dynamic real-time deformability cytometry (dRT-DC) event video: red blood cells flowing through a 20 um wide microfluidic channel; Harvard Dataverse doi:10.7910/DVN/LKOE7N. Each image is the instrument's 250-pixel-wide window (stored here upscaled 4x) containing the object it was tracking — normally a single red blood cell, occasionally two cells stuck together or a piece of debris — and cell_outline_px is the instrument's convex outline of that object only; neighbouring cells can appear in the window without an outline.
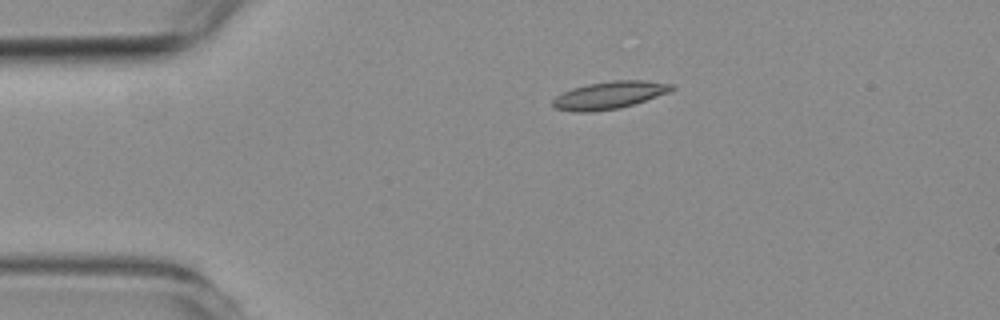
{"species": "common noctule bat (a hibernating species)", "species_latin": "Nyctalus noctula", "temperature_condition": "room temperature", "stored_images_in_passage": 5, "camera_frame_rate_fps": 3000, "um_per_image_px": 0.085, "animal": {"sex": "female", "body_mass_g": 19.3, "forearm_length_mm": 54.1}, "frame": {"image": 1, "passage_image": 1, "time_ms": 0.0, "image_size_px": [1000, 320], "cell_outline_px": [[676, 88], [668, 92], [620, 108], [588, 112], [572, 112], [556, 108], [552, 104], [552, 100], [556, 96], [572, 88], [588, 84], [612, 80], [644, 80], [676, 84]], "centroid_in_image_um": [51.8, 8.08], "position_along_channel_um": 33.2, "area_um2": 18.96}}
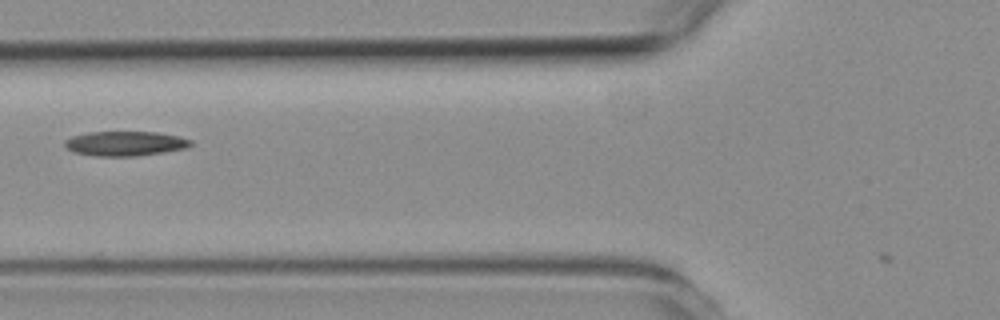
{"frame": {"image": 2, "passage_image": 4, "time_ms": 3.333, "image_size_px": [1000, 320], "cell_outline_px": [[192, 144], [188, 148], [164, 152], [136, 156], [96, 156], [72, 152], [64, 144], [64, 140], [72, 136], [88, 132], [160, 132], [180, 136], [192, 140]], "centroid_in_image_um": [10.66, 12.2], "position_along_channel_um": 115.1, "area_um2": 18.26}}
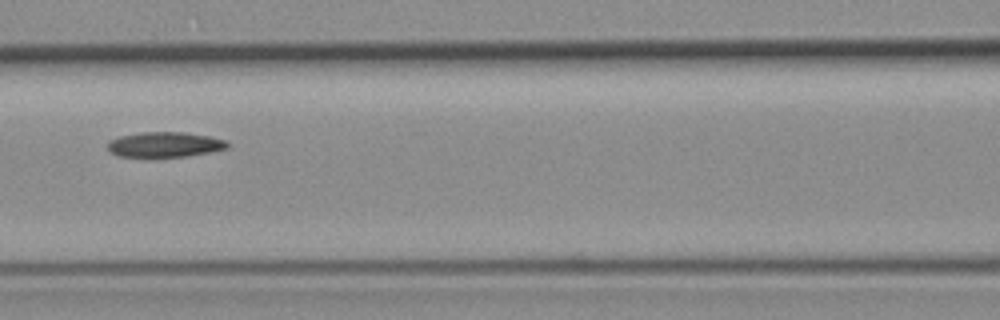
{"frame": {"image": 3, "passage_image": 5, "time_ms": 4.333, "image_size_px": [1000, 320], "cell_outline_px": [[228, 148], [208, 152], [184, 156], [152, 160], [148, 160], [116, 156], [108, 152], [108, 140], [120, 136], [140, 132], [184, 132], [208, 136], [224, 140], [228, 144]], "centroid_in_image_um": [13.87, 12.34], "position_along_channel_um": 152.7, "area_um2": 18.38}}